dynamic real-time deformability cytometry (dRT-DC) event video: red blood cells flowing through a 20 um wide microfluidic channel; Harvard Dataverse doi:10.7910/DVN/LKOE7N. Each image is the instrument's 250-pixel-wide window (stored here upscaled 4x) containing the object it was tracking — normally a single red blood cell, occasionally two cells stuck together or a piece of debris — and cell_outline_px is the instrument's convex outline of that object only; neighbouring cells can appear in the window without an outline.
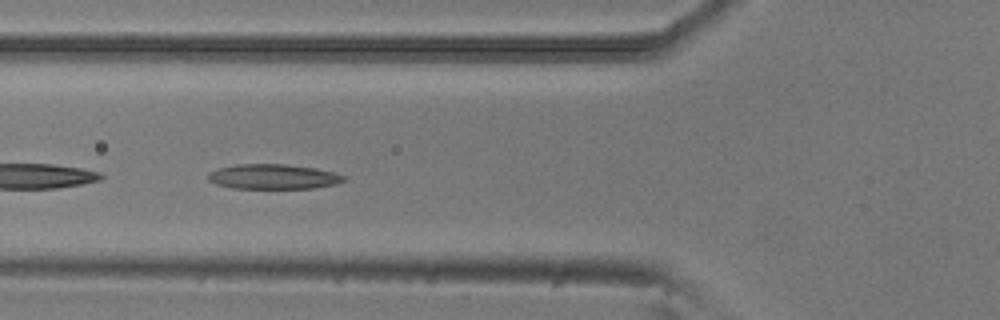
{"species": "common noctule bat (a hibernating species)", "species_latin": "Nyctalus noctula", "temperature_condition": "room temperature", "stored_images_in_passage": 7, "camera_frame_rate_fps": 3000, "um_per_image_px": 0.085, "animal": {"sex": "male", "body_mass_g": 20.5, "forearm_length_mm": 52.5}, "frame": {"image": 1, "passage_image": 5, "time_ms": 1.333, "image_size_px": [1000, 320], "cell_outline_px": [[348, 180], [336, 184], [312, 188], [232, 188], [216, 184], [208, 180], [208, 176], [212, 172], [220, 168], [236, 164], [284, 164], [316, 168], [348, 176]], "centroid_in_image_um": [23.29, 15.02], "position_along_channel_um": 102.5, "area_um2": 19.65}}
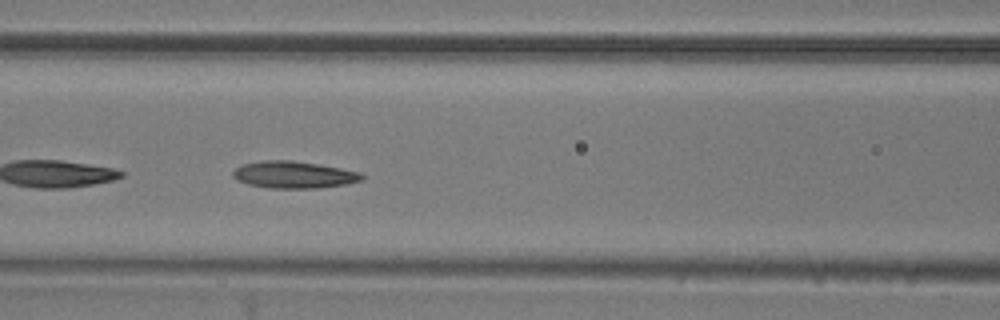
{"frame": {"image": 2, "passage_image": 6, "time_ms": 1.667, "image_size_px": [1000, 320], "cell_outline_px": [[364, 180], [344, 184], [316, 188], [268, 188], [248, 184], [236, 180], [232, 176], [232, 172], [240, 164], [264, 160], [292, 160], [340, 168], [360, 172], [364, 176]], "centroid_in_image_um": [24.93, 14.85], "position_along_channel_um": 141.7, "area_um2": 20.29}}
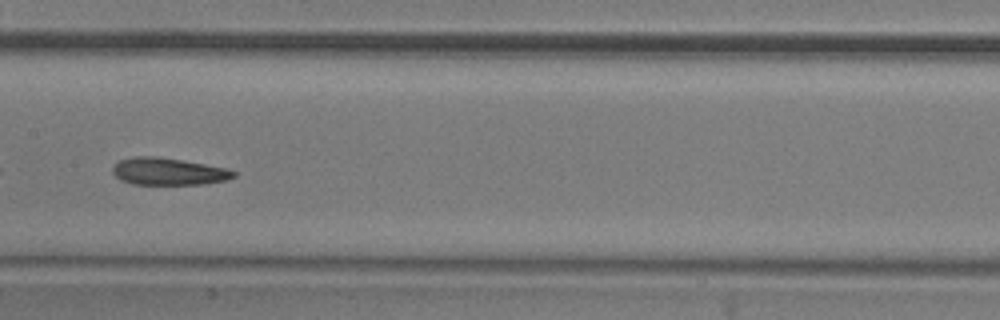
{"frame": {"image": 3, "passage_image": 7, "time_ms": 2.0, "image_size_px": [1000, 320], "cell_outline_px": [[236, 176], [224, 180], [204, 184], [132, 184], [120, 180], [112, 172], [112, 168], [120, 160], [136, 156], [156, 156], [228, 168], [236, 172]], "centroid_in_image_um": [14.3, 14.58], "position_along_channel_um": 193.1, "area_um2": 19.02}}